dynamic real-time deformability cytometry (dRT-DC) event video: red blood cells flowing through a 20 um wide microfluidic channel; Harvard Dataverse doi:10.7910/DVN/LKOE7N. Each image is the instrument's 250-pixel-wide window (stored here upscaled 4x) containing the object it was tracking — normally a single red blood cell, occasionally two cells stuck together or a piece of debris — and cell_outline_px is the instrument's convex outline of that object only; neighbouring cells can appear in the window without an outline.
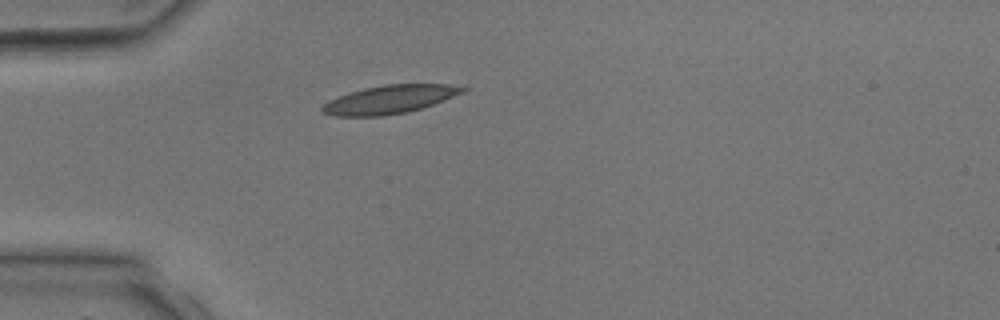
{"species": "common noctule bat (a hibernating species)", "species_latin": "Nyctalus noctula", "temperature_condition": "room temperature", "stored_images_in_passage": 1, "camera_frame_rate_fps": 3000, "um_per_image_px": 0.085, "animal": {"sex": "male", "body_mass_g": 17.9, "forearm_length_mm": 54.2}, "frame": {"image": 1, "passage_image": 1, "time_ms": 0.0, "image_size_px": [1000, 320], "cell_outline_px": [[468, 88], [464, 92], [432, 104], [408, 112], [384, 116], [336, 116], [320, 112], [320, 108], [328, 100], [364, 88], [384, 84], [448, 84]], "centroid_in_image_um": [33.09, 8.45], "position_along_channel_um": 51.9, "area_um2": 23.0}}